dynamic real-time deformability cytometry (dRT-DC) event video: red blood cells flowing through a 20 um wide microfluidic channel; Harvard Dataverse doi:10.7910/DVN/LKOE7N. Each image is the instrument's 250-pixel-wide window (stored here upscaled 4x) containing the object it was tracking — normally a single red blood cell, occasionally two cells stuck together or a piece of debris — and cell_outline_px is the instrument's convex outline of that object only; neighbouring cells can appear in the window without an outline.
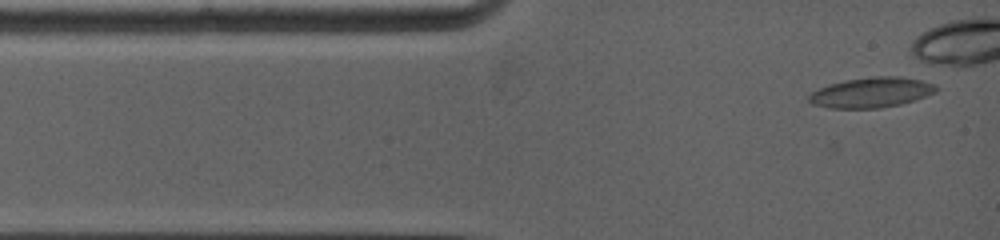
{"species": "common noctule bat (a hibernating species)", "species_latin": "Nyctalus noctula", "temperature_condition": "warm", "stored_images_in_passage": 35, "camera_frame_rate_fps": 5000, "um_per_image_px": 0.085, "animal": {"sex": "female", "body_mass_g": 19.0, "forearm_length_mm": 53.3}, "frame": {"image": 1, "passage_image": 1, "time_ms": 0.0, "image_size_px": [1000, 240], "cell_outline_px": [[940, 88], [936, 92], [900, 104], [880, 108], [828, 108], [812, 104], [808, 100], [808, 96], [812, 92], [828, 84], [844, 80], [876, 76], [900, 76], [920, 80], [936, 84]], "centroid_in_image_um": [74.06, 7.85], "position_along_channel_um": 10.9, "area_um2": 22.37}}